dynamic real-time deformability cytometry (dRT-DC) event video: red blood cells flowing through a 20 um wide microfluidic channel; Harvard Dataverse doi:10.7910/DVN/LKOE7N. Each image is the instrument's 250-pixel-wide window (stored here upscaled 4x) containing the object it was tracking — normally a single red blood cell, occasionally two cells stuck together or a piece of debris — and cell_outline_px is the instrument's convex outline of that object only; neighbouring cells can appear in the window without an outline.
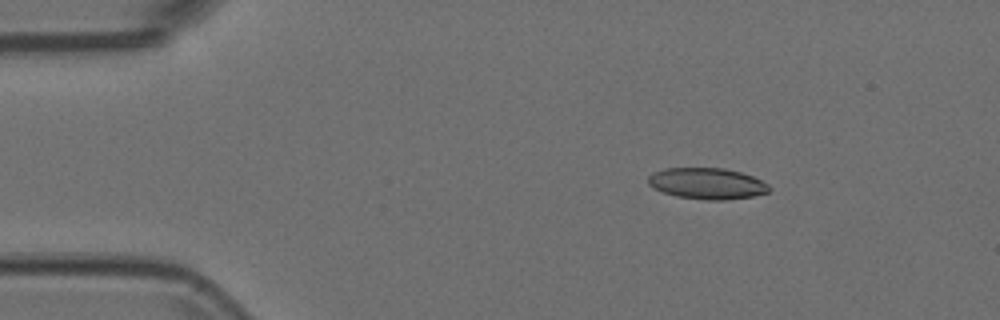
{"species": "Egyptian fruit bat (a non-hibernating species)", "species_latin": "Rousettus aegyptiacus", "temperature_condition": "room temperature", "stored_images_in_passage": 53, "camera_frame_rate_fps": 3000, "um_per_image_px": 0.085, "animal": {"sex": "female"}, "frame": {"image": 1, "passage_image": 8, "time_ms": 2.333, "image_size_px": [1000, 320], "cell_outline_px": [[772, 188], [768, 192], [752, 196], [724, 200], [708, 200], [676, 196], [652, 188], [648, 184], [648, 176], [652, 172], [664, 168], [724, 168], [740, 172], [752, 176], [768, 184]], "centroid_in_image_um": [60.08, 15.59], "position_along_channel_um": 24.9, "area_um2": 22.02}}
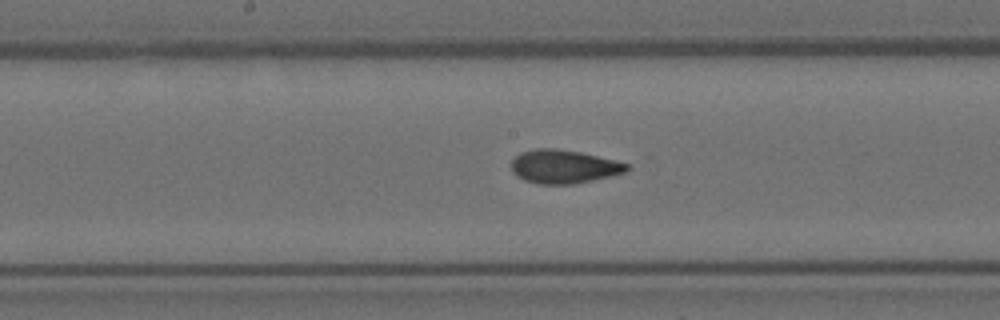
{"frame": {"image": 2, "passage_image": 27, "time_ms": 8.667, "image_size_px": [1000, 320], "cell_outline_px": [[632, 168], [628, 172], [612, 176], [572, 184], [540, 184], [524, 180], [516, 176], [512, 172], [512, 160], [520, 152], [536, 148], [556, 148], [580, 152], [628, 164]], "centroid_in_image_um": [47.92, 14.16], "position_along_channel_um": 200.3, "area_um2": 22.6}}
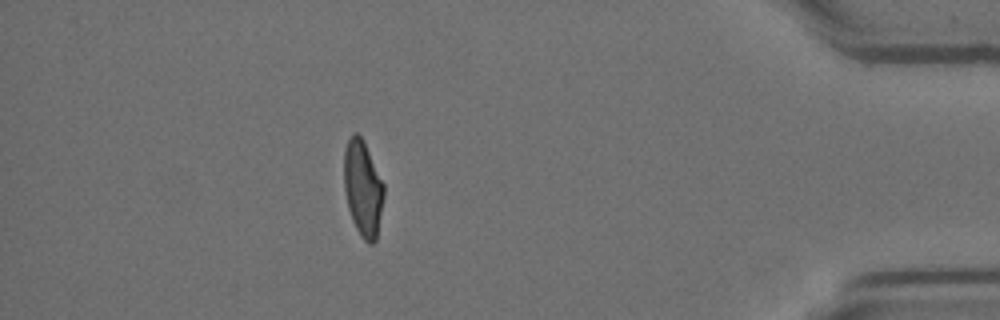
{"frame": {"image": 3, "passage_image": 47, "time_ms": 15.333, "image_size_px": [1000, 320], "cell_outline_px": [[384, 196], [376, 240], [372, 244], [368, 244], [360, 236], [352, 220], [348, 208], [344, 192], [344, 148], [352, 132], [356, 132], [364, 140], [384, 184]], "centroid_in_image_um": [30.83, 16.0], "position_along_channel_um": 404.4, "area_um2": 22.48}}